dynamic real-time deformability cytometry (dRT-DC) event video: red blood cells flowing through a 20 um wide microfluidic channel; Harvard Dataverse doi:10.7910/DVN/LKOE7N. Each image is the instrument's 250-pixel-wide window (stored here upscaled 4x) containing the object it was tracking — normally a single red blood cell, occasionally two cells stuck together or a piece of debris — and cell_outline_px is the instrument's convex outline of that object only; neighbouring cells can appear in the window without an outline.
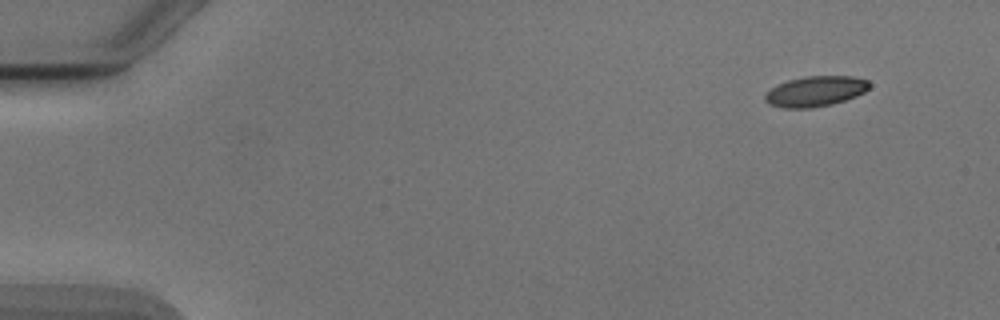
{"species": "Egyptian fruit bat (a non-hibernating species)", "species_latin": "Rousettus aegyptiacus", "temperature_condition": "cold", "stored_images_in_passage": 6, "camera_frame_rate_fps": 3000, "um_per_image_px": 0.085, "animal": {"sex": "male"}, "frame": {"image": 1, "passage_image": 1, "time_ms": 0.0, "image_size_px": [1000, 320], "cell_outline_px": [[872, 84], [864, 92], [856, 96], [832, 104], [812, 108], [784, 108], [768, 104], [764, 100], [764, 92], [788, 80], [804, 76], [852, 76], [868, 80]], "centroid_in_image_um": [69.3, 7.76], "position_along_channel_um": 15.7, "area_um2": 18.55}}
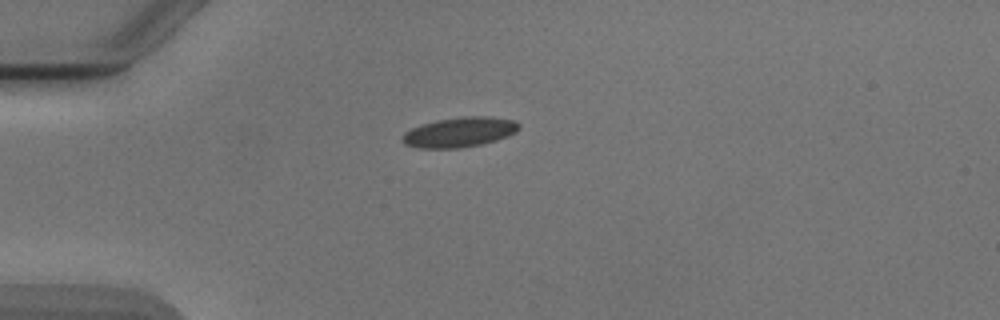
{"frame": {"image": 2, "passage_image": 4, "time_ms": 3.333, "image_size_px": [1000, 320], "cell_outline_px": [[520, 128], [516, 132], [508, 136], [496, 140], [480, 144], [460, 148], [420, 148], [404, 144], [400, 140], [404, 132], [412, 128], [436, 120], [464, 116], [492, 116], [516, 120], [520, 124]], "centroid_in_image_um": [39.09, 11.22], "position_along_channel_um": 45.9, "area_um2": 20.46}}
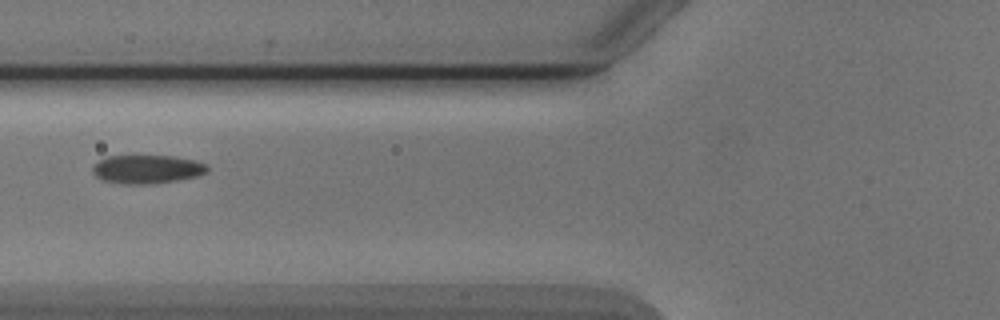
{"frame": {"image": 3, "passage_image": 6, "time_ms": 5.667, "image_size_px": [1000, 320], "cell_outline_px": [[208, 172], [200, 176], [176, 180], [148, 184], [124, 184], [104, 180], [96, 176], [92, 172], [92, 164], [108, 156], [172, 156], [196, 160], [208, 164]], "centroid_in_image_um": [12.53, 14.38], "position_along_channel_um": 113.3, "area_um2": 19.19}}